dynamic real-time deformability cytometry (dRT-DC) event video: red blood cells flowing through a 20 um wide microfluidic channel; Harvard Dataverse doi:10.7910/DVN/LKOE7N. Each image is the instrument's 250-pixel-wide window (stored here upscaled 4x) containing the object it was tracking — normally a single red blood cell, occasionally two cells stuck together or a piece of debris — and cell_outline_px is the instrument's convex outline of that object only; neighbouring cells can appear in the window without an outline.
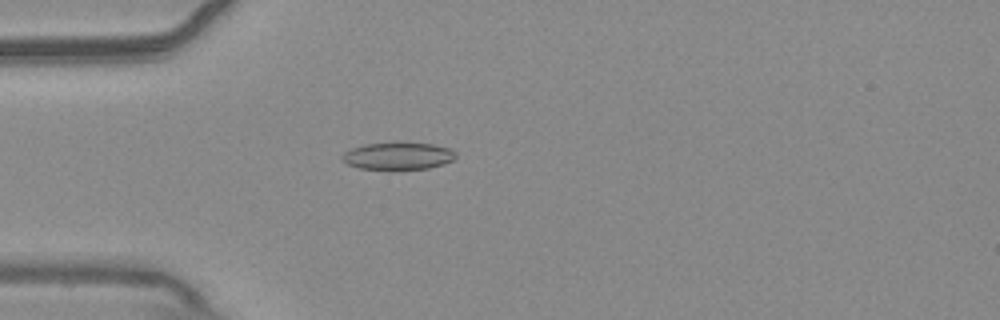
{"species": "common noctule bat (a hibernating species)", "species_latin": "Nyctalus noctula", "temperature_condition": "warm", "stored_images_in_passage": 55, "camera_frame_rate_fps": 3000, "um_per_image_px": 0.085, "animal": {"sex": "male", "body_mass_g": 20.4}, "frame": {"image": 1, "passage_image": 16, "time_ms": 5.0, "image_size_px": [1000, 320], "cell_outline_px": [[456, 156], [452, 160], [444, 164], [428, 168], [360, 168], [348, 164], [340, 156], [344, 152], [352, 148], [364, 144], [432, 144], [448, 148], [456, 152]], "centroid_in_image_um": [33.84, 13.26], "position_along_channel_um": 51.2, "area_um2": 17.22}}
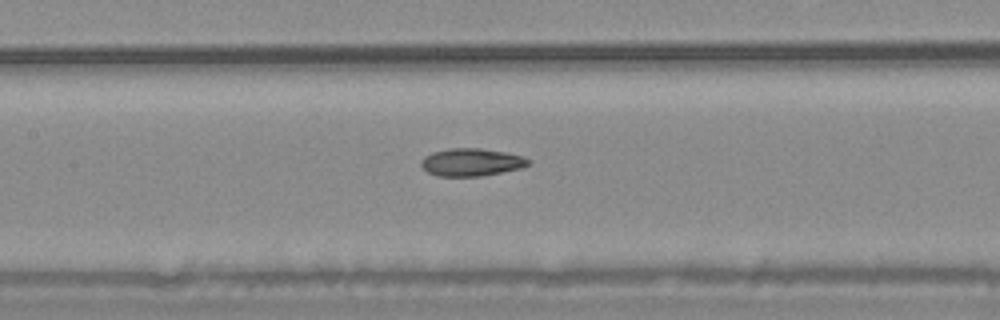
{"frame": {"image": 2, "passage_image": 26, "time_ms": 8.333, "image_size_px": [1000, 320], "cell_outline_px": [[528, 164], [520, 168], [480, 176], [440, 176], [428, 172], [420, 164], [420, 160], [424, 156], [432, 152], [448, 148], [480, 148], [504, 152], [524, 156], [528, 160]], "centroid_in_image_um": [40.02, 13.77], "position_along_channel_um": 167.4, "area_um2": 17.11}}
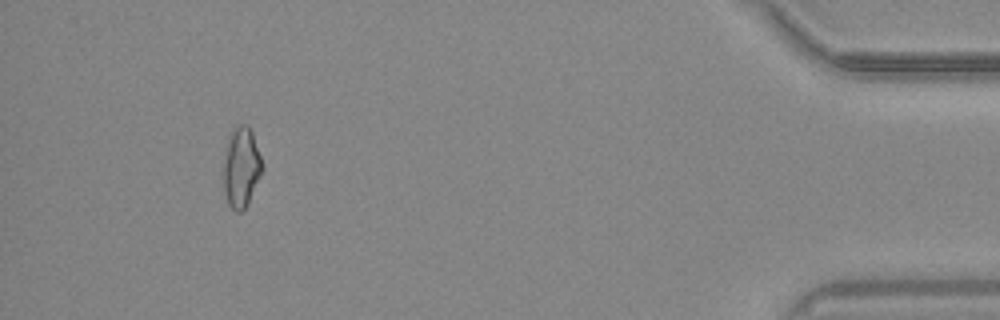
{"frame": {"image": 3, "passage_image": 51, "time_ms": 16.667, "image_size_px": [1000, 320], "cell_outline_px": [[264, 168], [248, 204], [240, 212], [236, 212], [228, 204], [224, 192], [220, 176], [228, 140], [236, 124], [248, 124], [252, 132], [264, 164]], "centroid_in_image_um": [20.49, 14.24], "position_along_channel_um": 414.7, "area_um2": 18.67}, "authors_computed_cell_mechanics": {"area_um2": 17.2244, "velocity_mm_per_s": 3.7599, "shape_relaxation_time_tau1_ms": null, "shape_relaxation_time_tau2_ms": 5.6854, "deformation_change_tau1": null, "deformation_change_tau2": 0.1371}}